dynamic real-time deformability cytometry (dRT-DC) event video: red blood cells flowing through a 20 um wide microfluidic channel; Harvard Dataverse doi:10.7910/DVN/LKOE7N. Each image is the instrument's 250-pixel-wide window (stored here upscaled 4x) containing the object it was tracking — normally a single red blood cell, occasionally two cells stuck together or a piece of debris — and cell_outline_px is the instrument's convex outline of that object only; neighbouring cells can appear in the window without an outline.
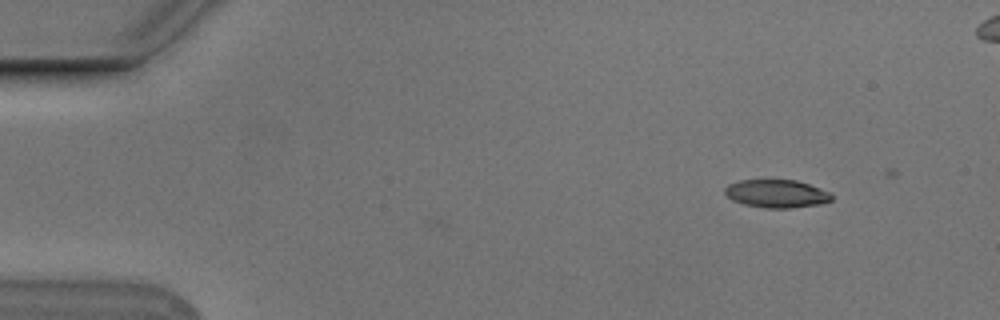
{"species": "Egyptian fruit bat (a non-hibernating species)", "species_latin": "Rousettus aegyptiacus", "temperature_condition": "cold", "stored_images_in_passage": 2, "camera_frame_rate_fps": 3000, "um_per_image_px": 0.085, "animal": {"sex": "male"}, "frame": {"image": 1, "passage_image": 2, "time_ms": 0.333, "image_size_px": [1000, 320], "cell_outline_px": [[832, 200], [820, 204], [788, 208], [768, 208], [744, 204], [732, 200], [724, 192], [724, 188], [728, 184], [740, 180], [796, 180], [832, 192]], "centroid_in_image_um": [66.02, 16.45], "position_along_channel_um": 19.0, "area_um2": 17.4}}